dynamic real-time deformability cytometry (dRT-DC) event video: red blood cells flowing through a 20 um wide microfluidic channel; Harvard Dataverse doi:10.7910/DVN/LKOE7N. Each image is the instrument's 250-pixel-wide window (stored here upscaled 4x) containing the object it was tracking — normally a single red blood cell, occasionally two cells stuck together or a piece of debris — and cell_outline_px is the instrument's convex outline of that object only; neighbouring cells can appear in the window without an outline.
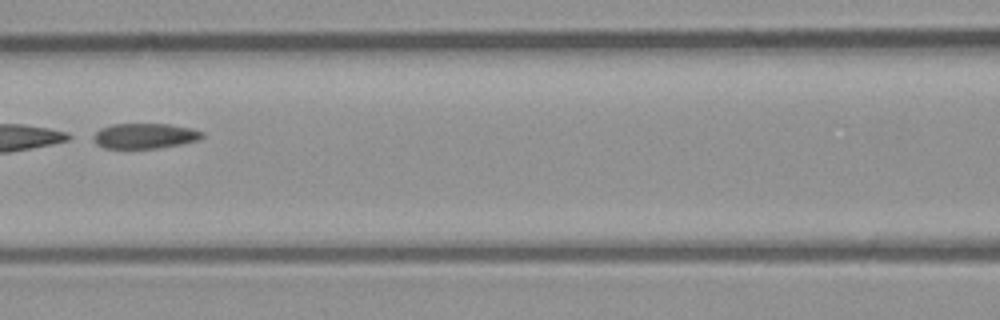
{"species": "common noctule bat (a hibernating species)", "species_latin": "Nyctalus noctula", "temperature_condition": "room temperature", "stored_images_in_passage": 7, "camera_frame_rate_fps": 3000, "um_per_image_px": 0.085, "animal": {"sex": "male", "body_mass_g": 23.1, "forearm_length_mm": 52.7}, "frame": {"image": 1, "passage_image": 6, "time_ms": 1.667, "image_size_px": [1000, 320], "cell_outline_px": [[204, 136], [200, 140], [160, 148], [104, 148], [96, 144], [88, 136], [100, 128], [112, 124], [168, 124], [192, 128], [204, 132]], "centroid_in_image_um": [12.26, 11.55], "position_along_channel_um": 154.3, "area_um2": 16.36}}
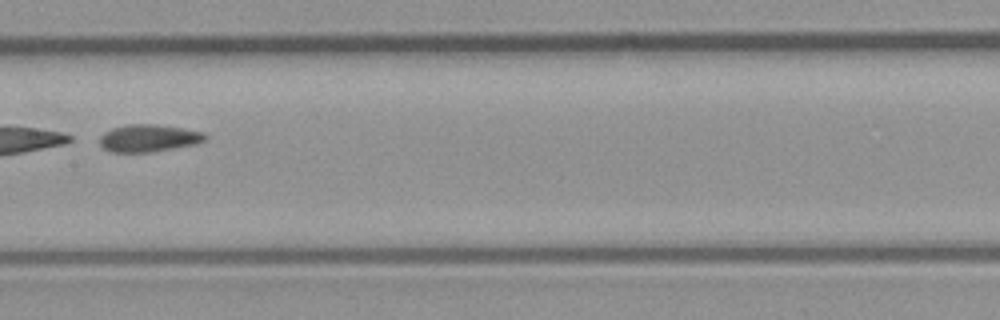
{"frame": {"image": 2, "passage_image": 7, "time_ms": 2.0, "image_size_px": [1000, 320], "cell_outline_px": [[208, 136], [204, 140], [196, 144], [152, 152], [112, 152], [104, 148], [100, 144], [100, 136], [104, 132], [112, 128], [128, 124], [156, 124], [204, 132]], "centroid_in_image_um": [12.63, 11.74], "position_along_channel_um": 194.8, "area_um2": 16.76}}